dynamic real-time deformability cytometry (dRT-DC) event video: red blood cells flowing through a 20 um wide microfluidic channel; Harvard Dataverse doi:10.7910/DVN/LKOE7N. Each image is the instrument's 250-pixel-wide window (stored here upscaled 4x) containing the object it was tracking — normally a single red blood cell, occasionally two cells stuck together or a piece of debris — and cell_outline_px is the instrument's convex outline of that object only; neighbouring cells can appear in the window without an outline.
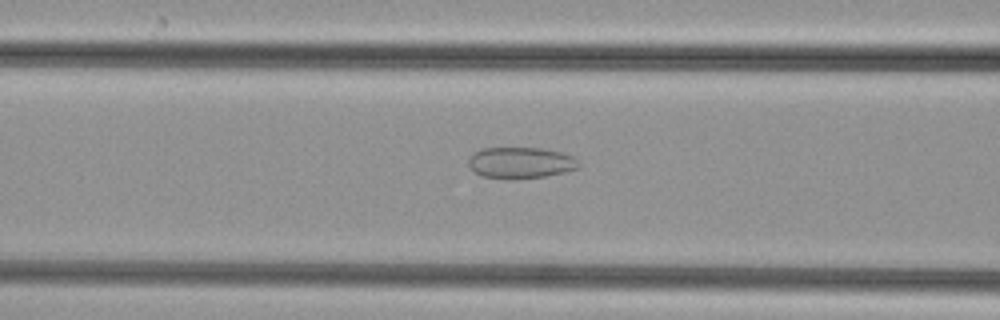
{"species": "common noctule bat (a hibernating species)", "species_latin": "Nyctalus noctula", "temperature_condition": "cold", "stored_images_in_passage": 49, "camera_frame_rate_fps": 3000, "um_per_image_px": 0.085, "animal": {"sex": "female", "body_mass_g": 29.2, "forearm_length_mm": 56.3}, "frame": {"image": 1, "passage_image": 20, "time_ms": 6.333, "image_size_px": [1000, 320], "cell_outline_px": [[580, 168], [564, 172], [544, 176], [512, 180], [508, 180], [484, 176], [476, 172], [468, 164], [468, 156], [472, 152], [480, 148], [540, 148], [560, 152], [572, 156], [580, 164]], "centroid_in_image_um": [44.22, 13.83], "position_along_channel_um": 122.4, "area_um2": 20.23}}
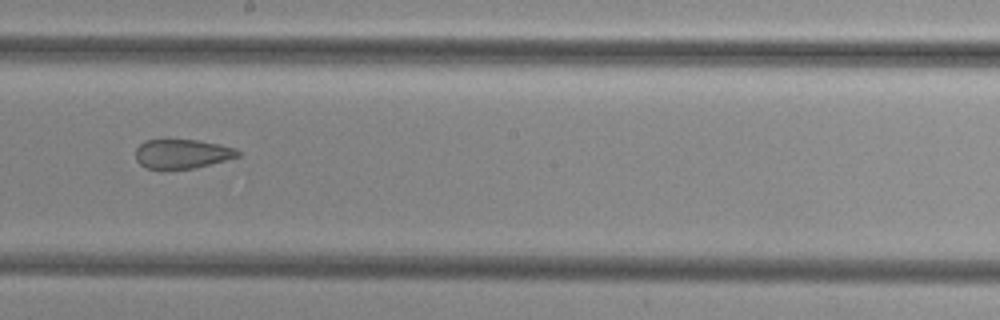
{"frame": {"image": 2, "passage_image": 28, "time_ms": 9.0, "image_size_px": [1000, 320], "cell_outline_px": [[240, 156], [196, 168], [148, 168], [140, 164], [136, 160], [136, 148], [144, 140], [196, 140], [220, 144], [236, 148], [240, 152]], "centroid_in_image_um": [15.5, 13.06], "position_along_channel_um": 232.7, "area_um2": 17.28}}
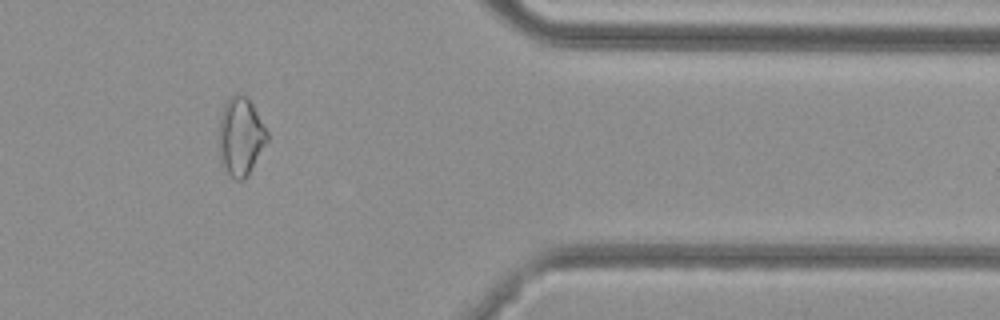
{"frame": {"image": 3, "passage_image": 41, "time_ms": 13.333, "image_size_px": [1000, 320], "cell_outline_px": [[268, 140], [248, 176], [244, 180], [236, 180], [224, 172], [220, 164], [220, 116], [224, 104], [236, 92], [240, 92], [248, 96], [268, 132]], "centroid_in_image_um": [20.46, 11.61], "position_along_channel_um": 390.9, "area_um2": 22.25}}